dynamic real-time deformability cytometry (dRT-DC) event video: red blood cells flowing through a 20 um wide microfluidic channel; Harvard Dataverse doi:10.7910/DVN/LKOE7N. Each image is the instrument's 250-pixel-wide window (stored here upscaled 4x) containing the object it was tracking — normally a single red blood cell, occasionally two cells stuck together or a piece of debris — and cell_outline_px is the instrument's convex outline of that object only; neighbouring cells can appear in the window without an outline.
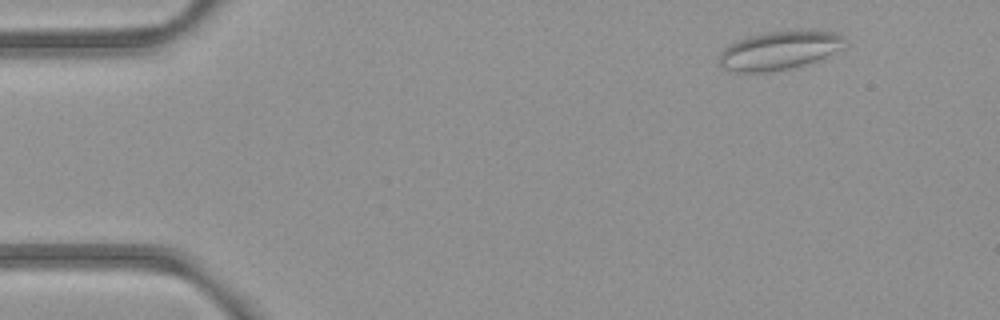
{"species": "common noctule bat (a hibernating species)", "species_latin": "Nyctalus noctula", "temperature_condition": "room temperature", "stored_images_in_passage": 4, "camera_frame_rate_fps": 3000, "um_per_image_px": 0.085, "animal": {"sex": "female", "body_mass_g": 21.9}, "frame": {"image": 1, "passage_image": 2, "time_ms": 1.333, "image_size_px": [1000, 320], "cell_outline_px": [[844, 36], [840, 48], [816, 60], [804, 64], [788, 68], [764, 72], [736, 72], [720, 68], [720, 52], [724, 48], [748, 36], [772, 32], [836, 32]], "centroid_in_image_um": [66.14, 4.31], "position_along_channel_um": 18.9, "area_um2": 26.99}}